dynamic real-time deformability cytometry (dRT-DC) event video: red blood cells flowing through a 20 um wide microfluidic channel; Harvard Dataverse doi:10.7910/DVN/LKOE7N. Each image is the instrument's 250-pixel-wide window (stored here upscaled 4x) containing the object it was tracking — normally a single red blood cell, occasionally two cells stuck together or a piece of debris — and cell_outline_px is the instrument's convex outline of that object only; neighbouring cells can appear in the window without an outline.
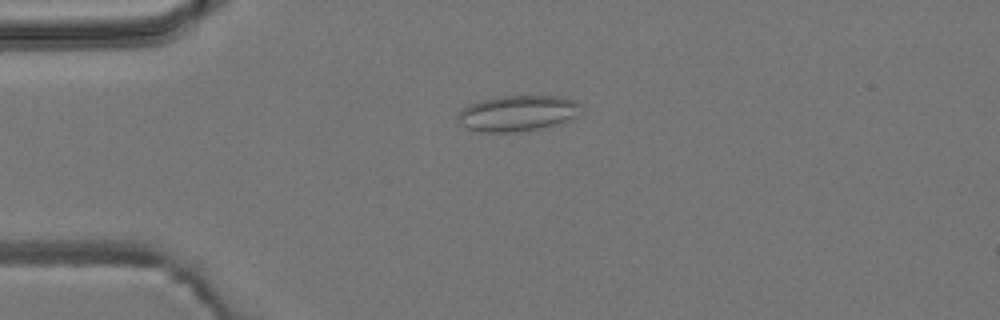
{"species": "common noctule bat (a hibernating species)", "species_latin": "Nyctalus noctula", "temperature_condition": "room temperature", "stored_images_in_passage": 9, "camera_frame_rate_fps": 3000, "um_per_image_px": 0.085, "animal": {"sex": "male", "body_mass_g": 19.2, "forearm_length_mm": 51.8}, "frame": {"image": 1, "passage_image": 4, "time_ms": 4.0, "image_size_px": [1000, 320], "cell_outline_px": [[580, 104], [576, 116], [568, 120], [556, 124], [528, 132], [480, 132], [464, 128], [460, 124], [456, 116], [468, 104], [480, 100], [500, 96], [560, 96], [576, 100]], "centroid_in_image_um": [43.95, 9.64], "position_along_channel_um": 41.0, "area_um2": 25.95}}
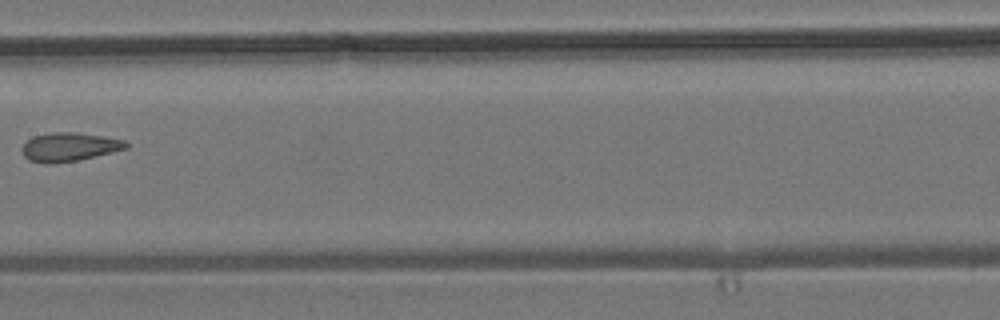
{"frame": {"image": 2, "passage_image": 8, "time_ms": 8.667, "image_size_px": [1000, 320], "cell_outline_px": [[128, 148], [112, 152], [76, 160], [52, 164], [44, 164], [28, 160], [24, 156], [20, 148], [32, 136], [52, 132], [76, 132], [104, 136], [124, 140], [128, 144]], "centroid_in_image_um": [5.85, 12.49], "position_along_channel_um": 201.6, "area_um2": 17.46}}
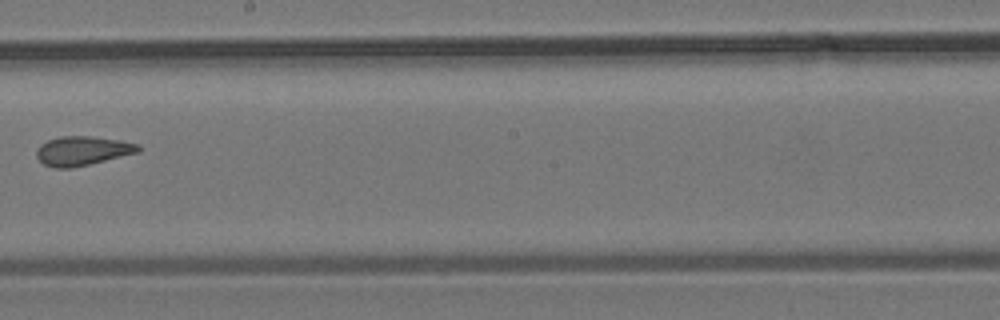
{"frame": {"image": 3, "passage_image": 9, "time_ms": 9.667, "image_size_px": [1000, 320], "cell_outline_px": [[140, 152], [72, 168], [52, 168], [44, 164], [36, 156], [36, 148], [40, 144], [48, 140], [60, 136], [92, 136], [120, 140], [140, 144]], "centroid_in_image_um": [7.0, 12.81], "position_along_channel_um": 241.2, "area_um2": 17.46}}